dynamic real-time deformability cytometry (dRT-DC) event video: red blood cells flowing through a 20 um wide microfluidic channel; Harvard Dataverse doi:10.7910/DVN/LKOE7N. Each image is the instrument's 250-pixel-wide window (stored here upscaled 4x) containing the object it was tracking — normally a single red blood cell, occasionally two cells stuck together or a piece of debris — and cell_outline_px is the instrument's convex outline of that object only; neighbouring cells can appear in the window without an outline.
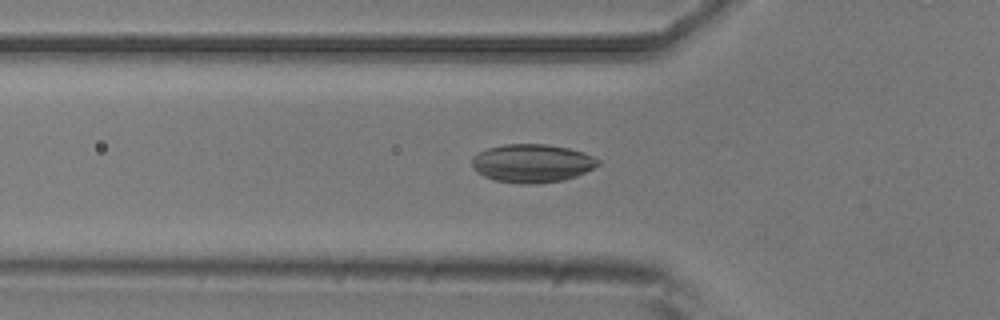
{"species": "common noctule bat (a hibernating species)", "species_latin": "Nyctalus noctula", "temperature_condition": "room temperature", "stored_images_in_passage": 52, "camera_frame_rate_fps": 3000, "um_per_image_px": 0.085, "animal": {"sex": "male", "body_mass_g": 20.5, "forearm_length_mm": 52.5}, "frame": {"image": 1, "passage_image": 16, "time_ms": 5.0, "image_size_px": [1000, 320], "cell_outline_px": [[600, 164], [576, 176], [564, 180], [532, 184], [524, 184], [496, 180], [484, 176], [476, 172], [472, 168], [472, 156], [488, 148], [504, 144], [544, 144], [568, 148], [592, 156], [600, 160]], "centroid_in_image_um": [45.2, 13.88], "position_along_channel_um": 80.6, "area_um2": 27.98}}
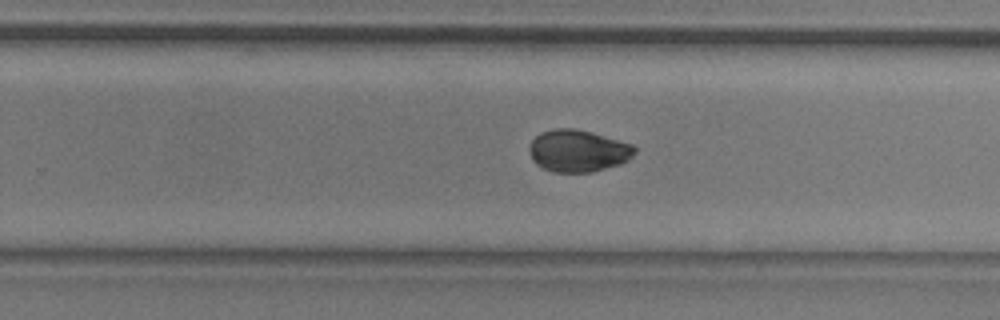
{"frame": {"image": 2, "passage_image": 32, "time_ms": 10.333, "image_size_px": [1000, 320], "cell_outline_px": [[636, 152], [628, 160], [620, 164], [592, 172], [552, 172], [536, 164], [532, 160], [528, 148], [532, 140], [540, 132], [552, 128], [576, 128], [592, 132], [632, 144], [636, 148]], "centroid_in_image_um": [49.12, 12.81], "position_along_channel_um": 280.7, "area_um2": 26.01}}
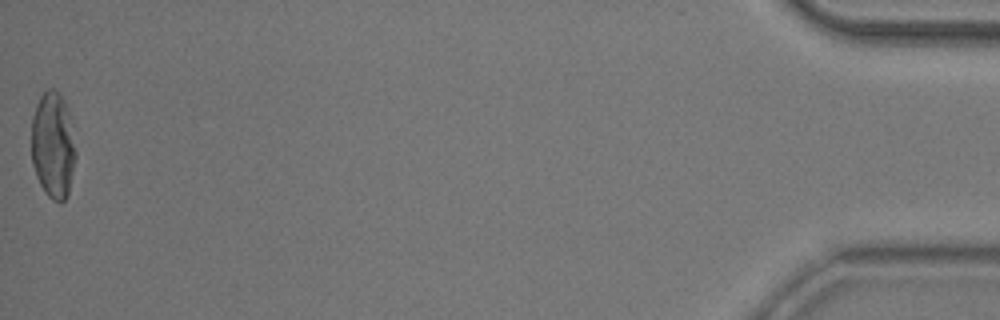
{"frame": {"image": 3, "passage_image": 52, "time_ms": 17.0, "image_size_px": [1000, 320], "cell_outline_px": [[76, 156], [68, 196], [60, 204], [52, 200], [44, 192], [36, 176], [32, 164], [32, 116], [36, 104], [40, 96], [48, 88], [52, 88], [60, 92], [64, 100], [68, 112], [76, 152]], "centroid_in_image_um": [4.5, 12.37], "position_along_channel_um": 430.7, "area_um2": 27.69}, "authors_computed_cell_mechanics": {"area_um2": 26.5591, "velocity_mm_per_s": 3.732, "shape_relaxation_time_tau1_ms": 4.9751, "shape_relaxation_time_tau2_ms": 1.4929, "deformation_change_tau1": 0.1142, "deformation_change_tau2": 0.0347}}